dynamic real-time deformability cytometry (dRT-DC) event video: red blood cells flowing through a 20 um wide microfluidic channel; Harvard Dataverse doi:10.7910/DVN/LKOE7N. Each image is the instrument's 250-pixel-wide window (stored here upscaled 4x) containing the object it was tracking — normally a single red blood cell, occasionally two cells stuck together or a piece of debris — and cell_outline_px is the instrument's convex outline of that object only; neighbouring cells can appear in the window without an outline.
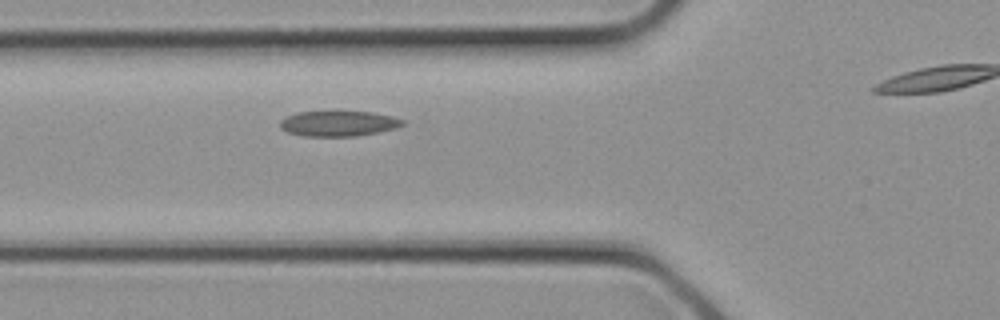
{"species": "common noctule bat (a hibernating species)", "species_latin": "Nyctalus noctula", "temperature_condition": "cold", "stored_images_in_passage": 4, "segment_of_instrument_passage": [1, 2], "camera_frame_rate_fps": 3000, "um_per_image_px": 0.085, "animal": {"sex": "female", "body_mass_g": 21.9}, "frame": {"image": 1, "passage_image": 3, "time_ms": 0.667, "image_size_px": [1000, 320], "cell_outline_px": [[404, 124], [396, 128], [356, 136], [304, 136], [288, 132], [280, 128], [280, 120], [296, 112], [372, 112], [392, 116], [404, 120]], "centroid_in_image_um": [28.76, 10.5], "position_along_channel_um": 97.0, "area_um2": 17.92}}